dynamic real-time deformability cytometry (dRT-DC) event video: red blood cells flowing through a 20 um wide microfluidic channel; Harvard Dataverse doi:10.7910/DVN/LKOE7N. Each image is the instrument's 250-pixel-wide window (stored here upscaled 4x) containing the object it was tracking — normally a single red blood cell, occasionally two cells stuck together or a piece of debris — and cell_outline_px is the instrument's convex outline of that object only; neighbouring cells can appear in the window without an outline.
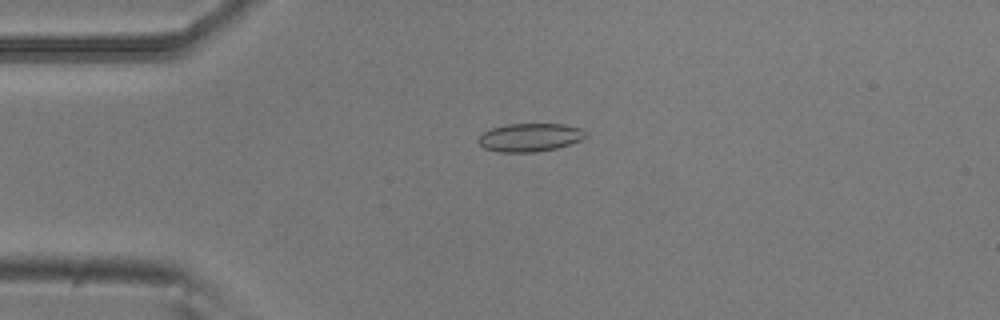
{"species": "common noctule bat (a hibernating species)", "species_latin": "Nyctalus noctula", "temperature_condition": "room temperature", "stored_images_in_passage": 50, "camera_frame_rate_fps": 3000, "um_per_image_px": 0.085, "animal": {"sex": "male", "body_mass_g": 20.5, "forearm_length_mm": 52.5}, "frame": {"image": 1, "passage_image": 13, "time_ms": 4.0, "image_size_px": [1000, 320], "cell_outline_px": [[588, 136], [584, 140], [556, 148], [536, 152], [500, 152], [484, 148], [476, 140], [484, 132], [492, 128], [508, 124], [564, 124], [580, 128]], "centroid_in_image_um": [45.06, 11.68], "position_along_channel_um": 39.9, "area_um2": 17.69}}
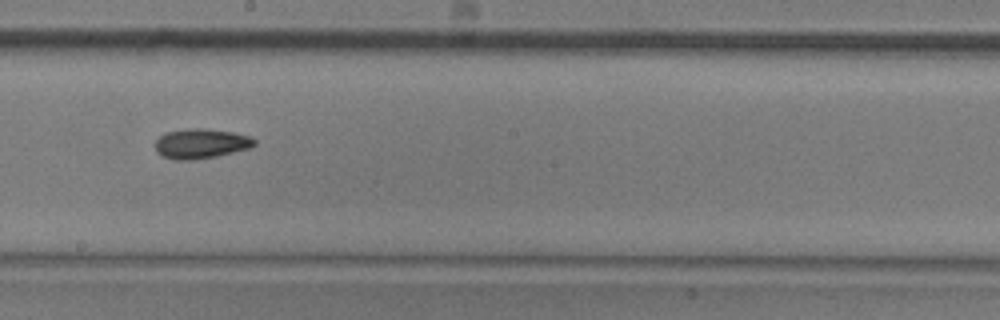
{"frame": {"image": 2, "passage_image": 30, "time_ms": 9.667, "image_size_px": [1000, 320], "cell_outline_px": [[256, 144], [248, 148], [216, 156], [192, 160], [176, 160], [164, 156], [156, 152], [156, 140], [164, 132], [188, 128], [204, 128], [232, 132], [252, 136], [256, 140]], "centroid_in_image_um": [17.08, 12.19], "position_along_channel_um": 231.1, "area_um2": 17.22}}
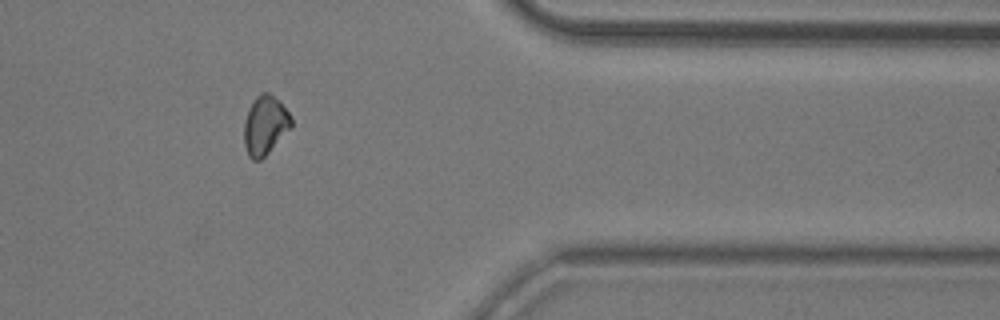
{"frame": {"image": 3, "passage_image": 44, "time_ms": 14.333, "image_size_px": [1000, 320], "cell_outline_px": [[292, 128], [260, 160], [252, 160], [248, 156], [244, 144], [244, 120], [252, 100], [260, 92], [268, 92], [292, 116]], "centroid_in_image_um": [22.52, 10.66], "position_along_channel_um": 388.9, "area_um2": 16.18}}